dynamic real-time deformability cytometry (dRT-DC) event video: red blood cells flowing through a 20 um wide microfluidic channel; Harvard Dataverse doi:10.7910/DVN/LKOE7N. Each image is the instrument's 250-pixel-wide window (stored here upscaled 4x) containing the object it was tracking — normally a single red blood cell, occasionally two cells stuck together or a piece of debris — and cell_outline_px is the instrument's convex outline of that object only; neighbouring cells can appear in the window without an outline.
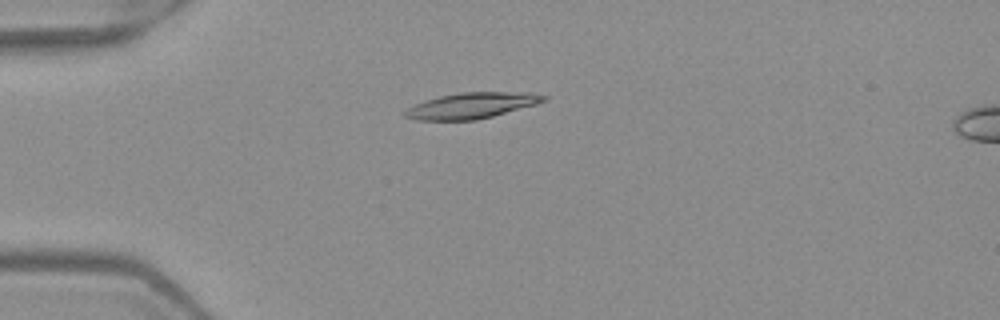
{"species": "Egyptian fruit bat (a non-hibernating species)", "species_latin": "Rousettus aegyptiacus", "temperature_condition": "warm", "stored_images_in_passage": 6, "camera_frame_rate_fps": 3000, "um_per_image_px": 0.085, "frame": {"image": 1, "passage_image": 4, "time_ms": 1.0, "image_size_px": [1000, 320], "cell_outline_px": [[548, 100], [536, 104], [492, 116], [476, 120], [416, 120], [404, 116], [404, 112], [408, 108], [416, 104], [440, 96], [460, 92], [532, 92], [548, 96]], "centroid_in_image_um": [40.14, 8.96], "position_along_channel_um": 44.9, "area_um2": 20.75}}
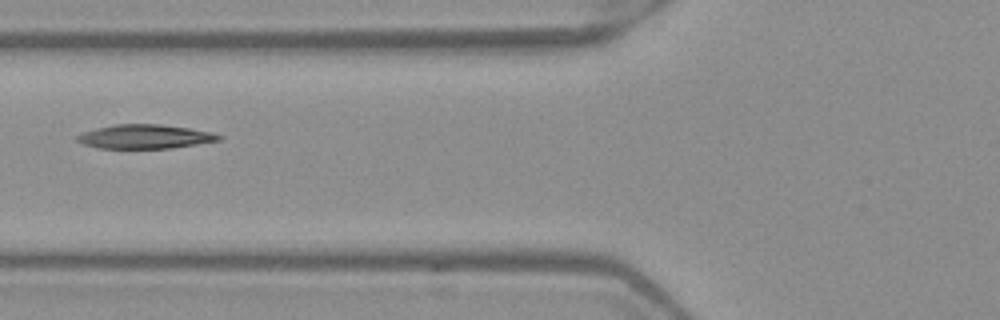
{"frame": {"image": 2, "passage_image": 6, "time_ms": 1.667, "image_size_px": [1000, 320], "cell_outline_px": [[224, 136], [220, 140], [172, 148], [96, 148], [84, 144], [76, 140], [76, 136], [84, 132], [96, 128], [116, 124], [160, 124], [188, 128], [212, 132]], "centroid_in_image_um": [12.32, 11.61], "position_along_channel_um": 113.5, "area_um2": 19.77}}